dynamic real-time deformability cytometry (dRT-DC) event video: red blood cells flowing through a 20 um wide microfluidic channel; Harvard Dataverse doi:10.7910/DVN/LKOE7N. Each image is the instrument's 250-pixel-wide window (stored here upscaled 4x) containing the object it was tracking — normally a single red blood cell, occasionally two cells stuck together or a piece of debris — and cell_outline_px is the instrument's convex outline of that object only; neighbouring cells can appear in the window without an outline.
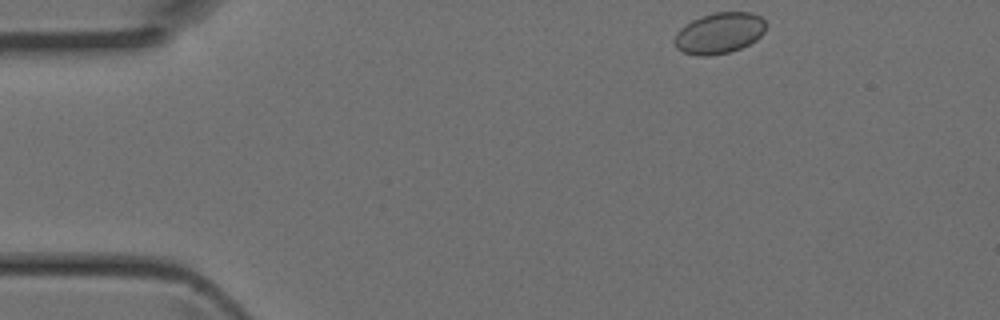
{"species": "Egyptian fruit bat (a non-hibernating species)", "species_latin": "Rousettus aegyptiacus", "temperature_condition": "room temperature", "stored_images_in_passage": 39, "camera_frame_rate_fps": 3000, "um_per_image_px": 0.085, "animal": {"sex": "female"}, "frame": {"image": 1, "passage_image": 1, "time_ms": 0.0, "image_size_px": [1000, 320], "cell_outline_px": [[764, 32], [756, 40], [740, 48], [728, 52], [708, 56], [696, 56], [684, 52], [676, 48], [672, 40], [676, 32], [680, 28], [692, 20], [700, 16], [712, 12], [752, 12], [760, 16], [764, 20]], "centroid_in_image_um": [61.09, 2.81], "position_along_channel_um": 23.9, "area_um2": 21.96}}
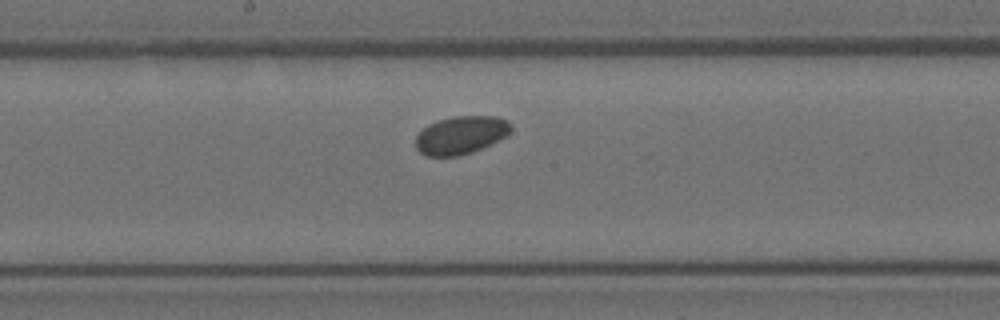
{"frame": {"image": 2, "passage_image": 18, "time_ms": 5.667, "image_size_px": [1000, 320], "cell_outline_px": [[512, 128], [504, 136], [472, 152], [456, 156], [428, 156], [420, 152], [416, 148], [416, 136], [428, 124], [440, 120], [456, 116], [496, 116], [508, 120], [512, 124]], "centroid_in_image_um": [39.16, 11.47], "position_along_channel_um": 209.0, "area_um2": 20.75}}
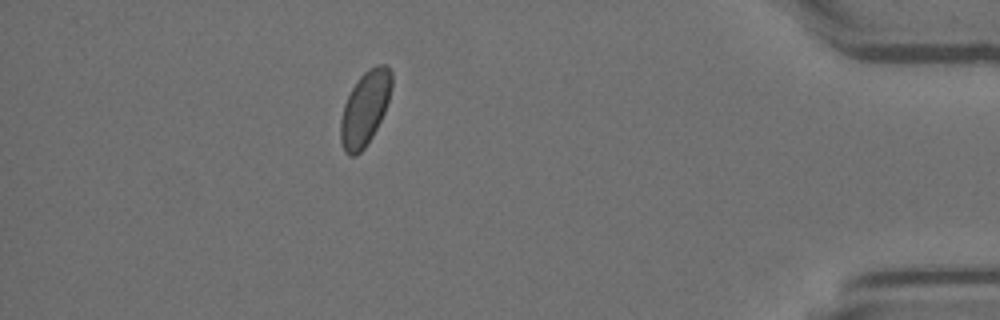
{"frame": {"image": 3, "passage_image": 34, "time_ms": 11.0, "image_size_px": [1000, 320], "cell_outline_px": [[392, 88], [384, 112], [372, 136], [364, 148], [356, 156], [348, 156], [344, 152], [340, 140], [340, 120], [344, 104], [352, 88], [360, 76], [368, 68], [376, 64], [388, 64], [392, 72]], "centroid_in_image_um": [31.02, 9.19], "position_along_channel_um": 404.2, "area_um2": 22.2}}